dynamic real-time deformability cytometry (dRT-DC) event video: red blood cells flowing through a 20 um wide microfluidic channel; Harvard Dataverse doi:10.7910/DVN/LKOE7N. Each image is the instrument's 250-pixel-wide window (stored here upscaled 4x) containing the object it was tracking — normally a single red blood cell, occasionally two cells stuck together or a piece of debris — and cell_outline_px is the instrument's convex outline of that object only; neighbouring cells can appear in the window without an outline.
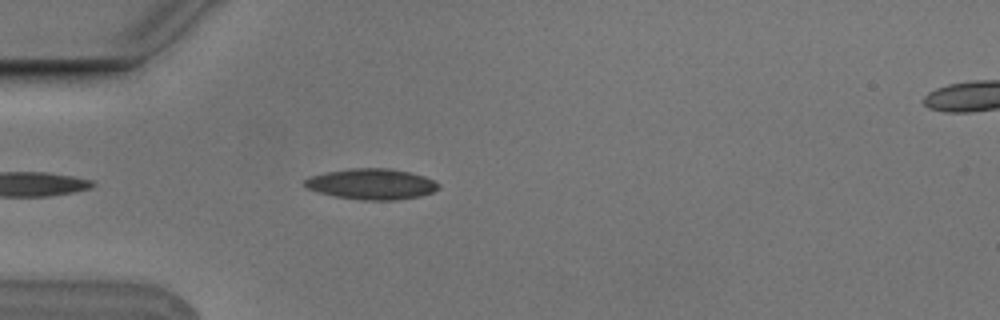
{"species": "Egyptian fruit bat (a non-hibernating species)", "species_latin": "Rousettus aegyptiacus", "temperature_condition": "cold", "stored_images_in_passage": 1, "camera_frame_rate_fps": 3000, "um_per_image_px": 0.085, "animal": {"sex": "male"}, "frame": {"image": 1, "passage_image": 1, "time_ms": 0.0, "image_size_px": [1000, 320], "cell_outline_px": [[440, 188], [432, 192], [420, 196], [396, 200], [364, 200], [336, 196], [320, 192], [308, 188], [304, 184], [304, 180], [308, 176], [328, 172], [352, 168], [388, 168], [408, 172], [424, 176], [440, 184]], "centroid_in_image_um": [31.6, 15.64], "position_along_channel_um": 53.4, "area_um2": 23.76}}